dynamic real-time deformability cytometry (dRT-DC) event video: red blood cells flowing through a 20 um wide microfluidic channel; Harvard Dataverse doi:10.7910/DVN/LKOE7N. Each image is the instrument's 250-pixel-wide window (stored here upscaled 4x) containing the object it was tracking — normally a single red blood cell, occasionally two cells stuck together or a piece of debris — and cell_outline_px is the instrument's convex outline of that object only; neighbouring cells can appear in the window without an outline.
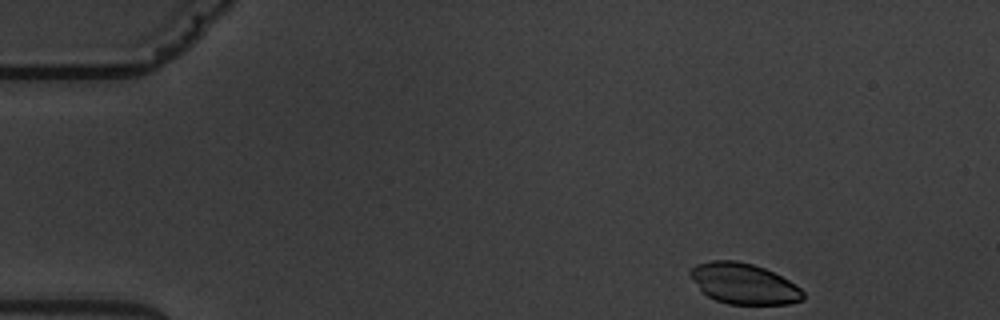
{"species": "common noctule bat (a hibernating species)", "species_latin": "Nyctalus noctula", "temperature_condition": "warm", "stored_images_in_passage": 3, "camera_frame_rate_fps": 3000, "um_per_image_px": 0.085, "animal": {"sex": "male", "body_mass_g": 19.5, "forearm_length_mm": 54.6}, "frame": {"image": 1, "passage_image": 1, "time_ms": 0.0, "image_size_px": [1000, 320], "cell_outline_px": [[804, 300], [788, 304], [728, 304], [716, 300], [708, 296], [700, 288], [688, 272], [696, 264], [712, 260], [736, 260], [752, 264], [764, 268], [796, 284], [804, 292]], "centroid_in_image_um": [63.25, 24.11], "position_along_channel_um": 21.8, "area_um2": 26.59}}